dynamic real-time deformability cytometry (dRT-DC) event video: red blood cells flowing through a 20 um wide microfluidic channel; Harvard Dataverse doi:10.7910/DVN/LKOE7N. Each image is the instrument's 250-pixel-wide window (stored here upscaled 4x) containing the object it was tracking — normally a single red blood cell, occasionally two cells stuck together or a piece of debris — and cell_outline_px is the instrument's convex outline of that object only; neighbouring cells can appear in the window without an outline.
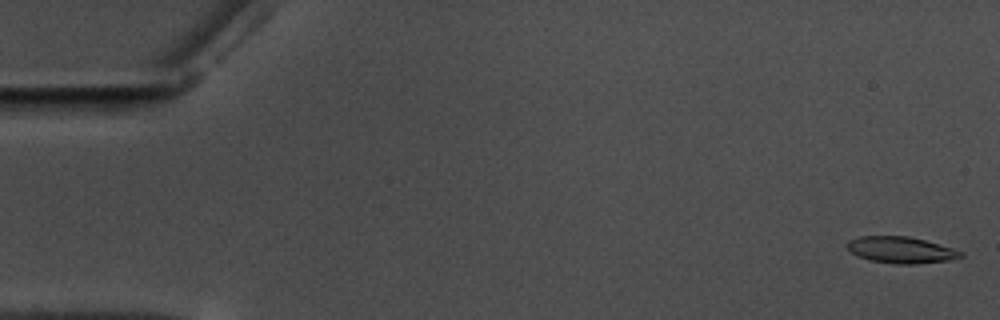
{"species": "common noctule bat (a hibernating species)", "species_latin": "Nyctalus noctula", "temperature_condition": "warm", "stored_images_in_passage": 14, "camera_frame_rate_fps": 3000, "um_per_image_px": 0.085, "animal": {"sex": "male", "body_mass_g": 17.5, "forearm_length_mm": 52.3}, "frame": {"image": 1, "passage_image": 1, "time_ms": 0.0, "image_size_px": [1000, 320], "cell_outline_px": [[964, 256], [948, 260], [916, 264], [896, 264], [868, 260], [856, 256], [844, 244], [848, 240], [860, 236], [908, 236], [924, 240], [952, 248], [964, 252]], "centroid_in_image_um": [76.54, 21.24], "position_along_channel_um": 8.5, "area_um2": 17.57}}